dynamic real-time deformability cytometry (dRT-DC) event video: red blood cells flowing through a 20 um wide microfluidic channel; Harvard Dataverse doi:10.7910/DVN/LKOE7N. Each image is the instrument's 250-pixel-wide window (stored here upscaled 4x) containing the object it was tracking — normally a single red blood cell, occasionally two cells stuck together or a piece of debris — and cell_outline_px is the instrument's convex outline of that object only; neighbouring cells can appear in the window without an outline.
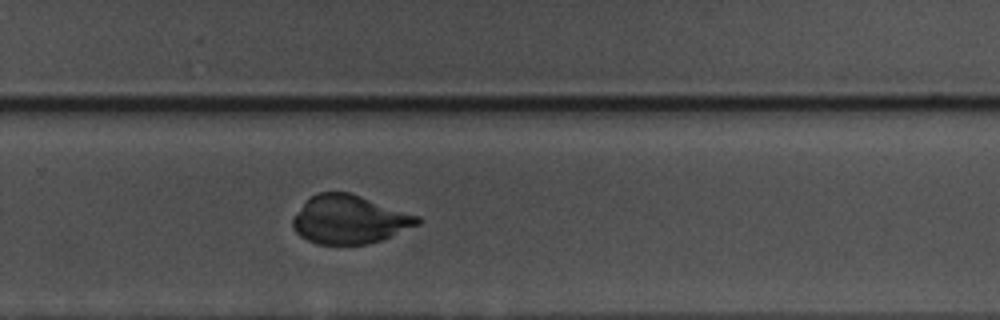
{"species": "common noctule bat (a hibernating species)", "species_latin": "Nyctalus noctula", "temperature_condition": "warm", "stored_images_in_passage": 32, "camera_frame_rate_fps": 3000, "um_per_image_px": 0.085, "animal": {"sex": "male", "body_mass_g": 17.5, "forearm_length_mm": 52.3}, "frame": {"image": 1, "passage_image": 20, "time_ms": 6.333, "image_size_px": [1000, 320], "cell_outline_px": [[424, 220], [420, 224], [380, 240], [368, 244], [316, 244], [300, 236], [292, 228], [292, 220], [304, 204], [312, 196], [320, 192], [348, 192], [420, 216]], "centroid_in_image_um": [29.73, 18.67], "position_along_channel_um": 300.1, "area_um2": 34.85}}